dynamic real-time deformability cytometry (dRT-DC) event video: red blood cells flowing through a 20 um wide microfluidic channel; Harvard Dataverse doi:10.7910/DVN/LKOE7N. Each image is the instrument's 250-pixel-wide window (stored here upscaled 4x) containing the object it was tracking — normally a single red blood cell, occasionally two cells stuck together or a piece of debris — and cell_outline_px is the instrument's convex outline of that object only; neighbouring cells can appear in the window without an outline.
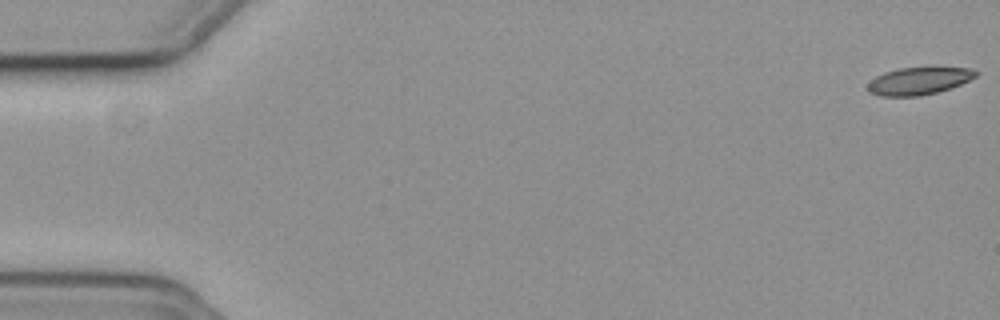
{"species": "common noctule bat (a hibernating species)", "species_latin": "Nyctalus noctula", "temperature_condition": "cold", "stored_images_in_passage": 14, "camera_frame_rate_fps": 3000, "um_per_image_px": 0.085, "animal": {"sex": "female", "body_mass_g": 19.3, "forearm_length_mm": 54.1}, "frame": {"image": 1, "passage_image": 1, "time_ms": 0.0, "image_size_px": [1000, 320], "cell_outline_px": [[980, 72], [976, 76], [960, 84], [936, 92], [920, 96], [880, 96], [868, 92], [868, 84], [876, 76], [884, 72], [900, 68], [972, 68]], "centroid_in_image_um": [78.08, 6.88], "position_along_channel_um": 6.9, "area_um2": 16.99}}